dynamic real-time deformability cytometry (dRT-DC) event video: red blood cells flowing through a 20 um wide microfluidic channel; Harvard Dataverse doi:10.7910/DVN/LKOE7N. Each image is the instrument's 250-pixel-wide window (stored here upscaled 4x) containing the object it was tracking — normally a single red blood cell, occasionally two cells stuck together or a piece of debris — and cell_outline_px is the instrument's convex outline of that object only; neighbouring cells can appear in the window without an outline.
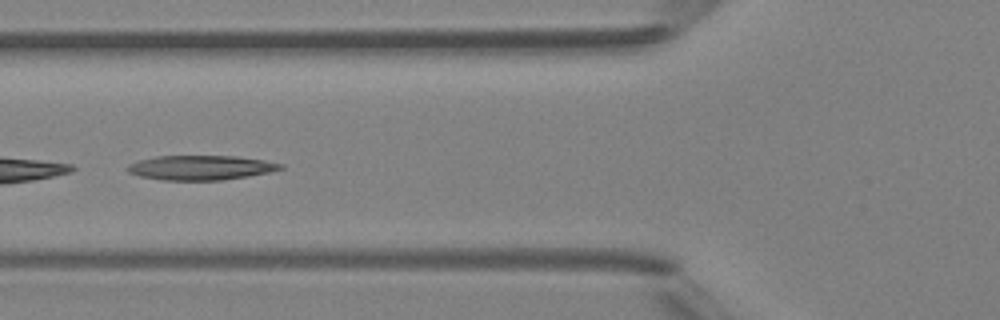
{"species": "Egyptian fruit bat (a non-hibernating species)", "species_latin": "Rousettus aegyptiacus", "temperature_condition": "room temperature", "stored_images_in_passage": 6, "camera_frame_rate_fps": 3000, "um_per_image_px": 0.085, "animal": {"sex": "female"}, "frame": {"image": 1, "passage_image": 5, "time_ms": 5.333, "image_size_px": [1000, 320], "cell_outline_px": [[284, 168], [268, 172], [248, 176], [224, 180], [160, 180], [140, 176], [128, 172], [124, 168], [128, 164], [140, 160], [156, 156], [236, 156], [264, 160], [284, 164]], "centroid_in_image_um": [17.04, 14.25], "position_along_channel_um": 108.8, "area_um2": 21.96}}
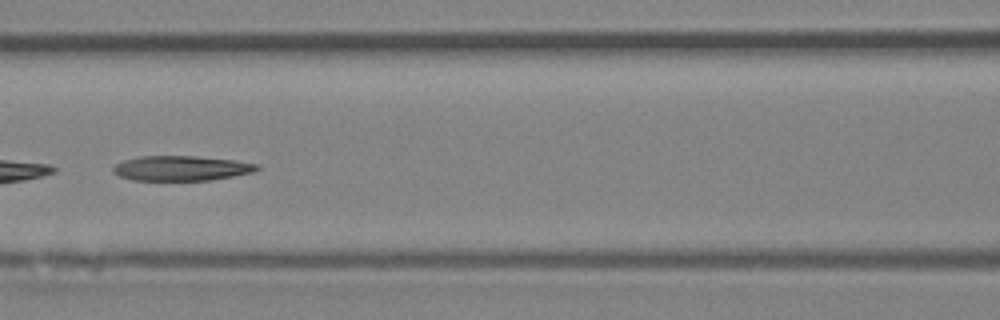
{"frame": {"image": 2, "passage_image": 6, "time_ms": 6.333, "image_size_px": [1000, 320], "cell_outline_px": [[260, 168], [252, 172], [212, 180], [132, 180], [120, 176], [112, 172], [112, 168], [116, 164], [124, 160], [140, 156], [196, 156], [236, 160], [260, 164]], "centroid_in_image_um": [15.42, 14.29], "position_along_channel_um": 151.2, "area_um2": 20.92}}